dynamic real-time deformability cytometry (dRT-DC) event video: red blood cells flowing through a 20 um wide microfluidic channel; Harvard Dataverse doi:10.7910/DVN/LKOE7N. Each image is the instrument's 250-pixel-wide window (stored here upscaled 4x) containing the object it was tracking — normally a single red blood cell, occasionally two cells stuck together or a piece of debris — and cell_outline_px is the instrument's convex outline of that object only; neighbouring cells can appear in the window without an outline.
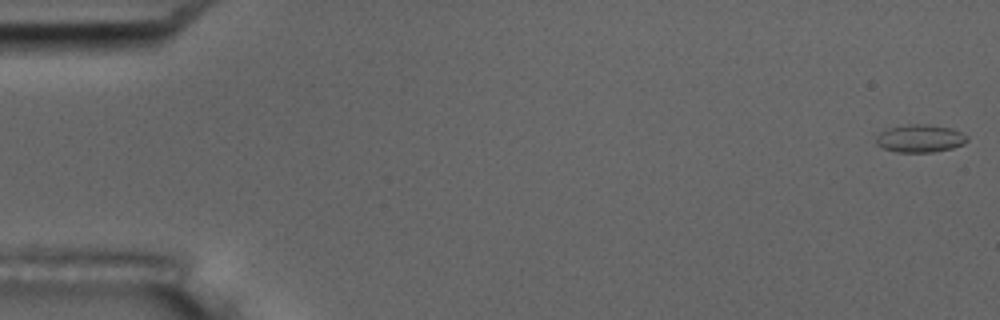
{"species": "common noctule bat (a hibernating species)", "species_latin": "Nyctalus noctula", "temperature_condition": "room temperature", "stored_images_in_passage": 50, "camera_frame_rate_fps": 3000, "um_per_image_px": 0.085, "animal": {"sex": "male", "body_mass_g": 17.5, "forearm_length_mm": 52.3}, "frame": {"image": 1, "passage_image": 1, "time_ms": 0.0, "image_size_px": [1000, 320], "cell_outline_px": [[968, 140], [964, 144], [952, 148], [932, 152], [896, 152], [884, 148], [876, 144], [872, 132], [888, 128], [908, 124], [928, 124], [952, 128], [968, 136]], "centroid_in_image_um": [78.13, 11.75], "position_along_channel_um": 6.9, "area_um2": 15.14}}
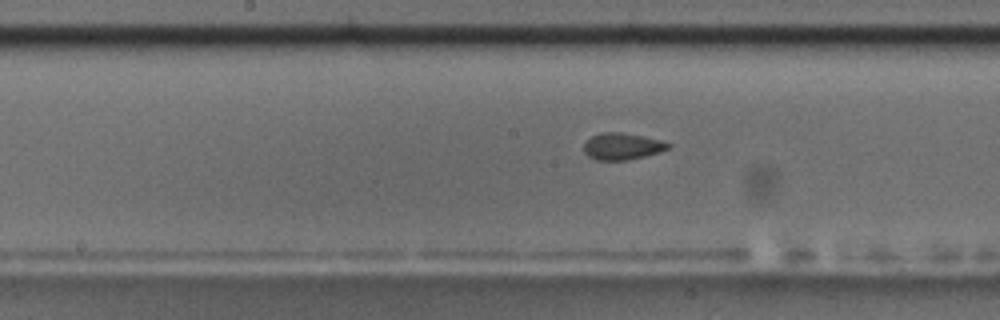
{"frame": {"image": 2, "passage_image": 28, "time_ms": 9.0, "image_size_px": [1000, 320], "cell_outline_px": [[672, 148], [660, 152], [628, 160], [596, 160], [588, 156], [584, 152], [584, 144], [592, 136], [600, 132], [624, 132], [644, 136], [660, 140], [672, 144]], "centroid_in_image_um": [52.92, 12.43], "position_along_channel_um": 195.3, "area_um2": 13.29}}
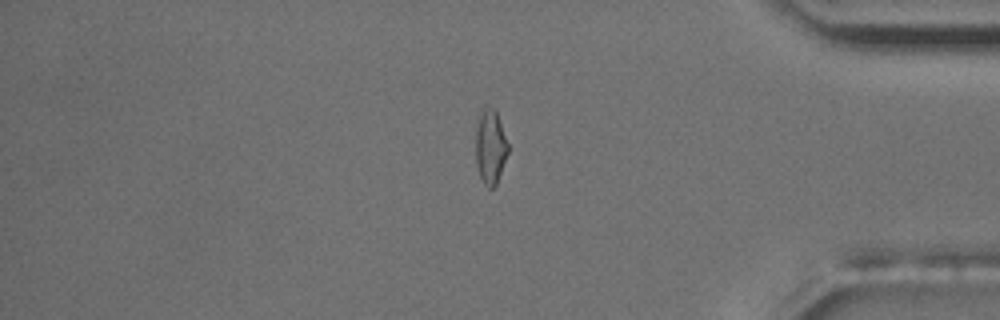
{"frame": {"image": 3, "passage_image": 46, "time_ms": 15.0, "image_size_px": [1000, 320], "cell_outline_px": [[508, 152], [496, 184], [492, 188], [488, 188], [484, 184], [480, 176], [476, 164], [476, 116], [480, 108], [492, 108], [496, 112], [508, 144]], "centroid_in_image_um": [41.65, 12.45], "position_along_channel_um": 393.6, "area_um2": 13.99}, "authors_computed_cell_mechanics": {"area_um2": 13.583, "velocity_mm_per_s": 3.7289, "shape_relaxation_time_tau1_ms": null, "shape_relaxation_time_tau2_ms": 1.4388, "deformation_change_tau1": null, "deformation_change_tau2": 0.0507}}